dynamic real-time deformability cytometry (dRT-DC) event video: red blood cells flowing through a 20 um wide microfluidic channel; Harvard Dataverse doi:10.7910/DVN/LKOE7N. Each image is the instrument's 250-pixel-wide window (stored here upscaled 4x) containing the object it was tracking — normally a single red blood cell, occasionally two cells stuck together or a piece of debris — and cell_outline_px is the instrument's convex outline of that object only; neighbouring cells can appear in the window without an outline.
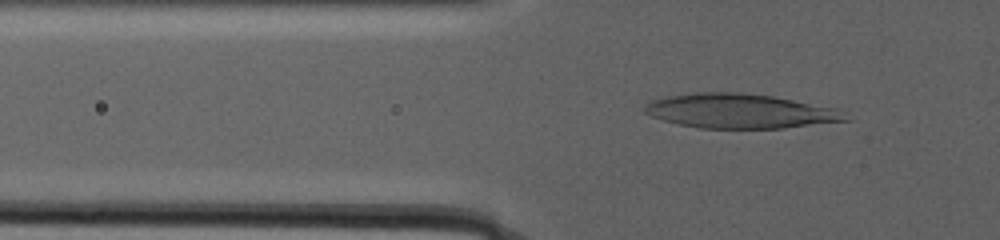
{"species": "human", "species_latin": "Homo sapiens", "temperature_condition": "warm", "stored_images_in_passage": 154, "camera_frame_rate_fps": 3000, "um_per_image_px": 0.085, "donor": {"sex": "male"}, "frame": {"image": 1, "passage_image": 60, "time_ms": 13.333, "image_size_px": [1000, 240], "cell_outline_px": [[852, 120], [784, 128], [696, 128], [664, 120], [652, 116], [644, 112], [644, 108], [652, 100], [668, 96], [696, 92], [736, 92], [772, 96], [840, 108]], "centroid_in_image_um": [62.98, 9.44], "position_along_channel_um": 62.8, "area_um2": 40.4}}
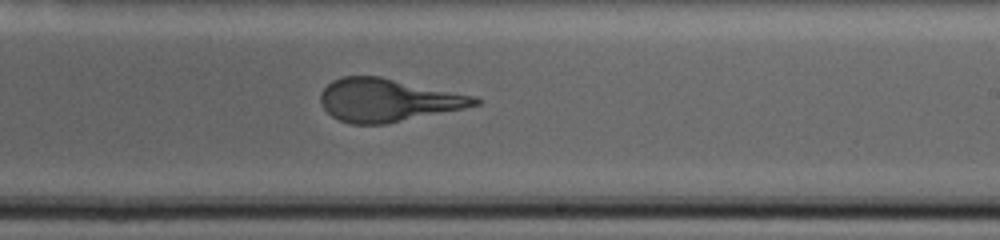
{"frame": {"image": 2, "passage_image": 107, "time_ms": 23.667, "image_size_px": [1000, 240], "cell_outline_px": [[484, 100], [480, 104], [464, 108], [388, 124], [352, 124], [340, 120], [332, 116], [320, 104], [320, 92], [332, 80], [340, 76], [380, 76], [476, 96]], "centroid_in_image_um": [32.97, 8.51], "position_along_channel_um": 256.0, "area_um2": 38.84}}
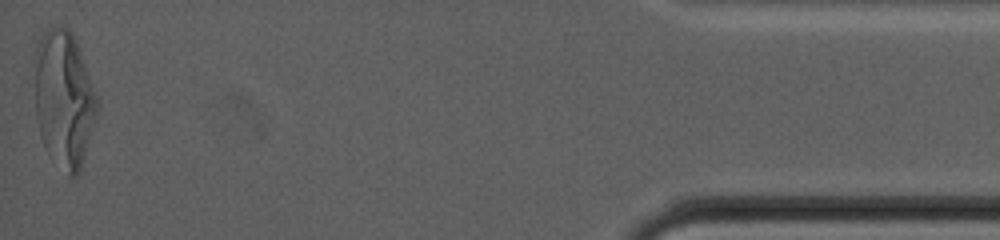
{"frame": {"image": 3, "passage_image": 154, "time_ms": 35.667, "image_size_px": [1000, 240], "cell_outline_px": [[96, 112], [80, 172], [76, 176], [68, 176], [44, 148], [40, 136], [36, 116], [36, 48], [44, 32], [48, 28], [56, 24], [60, 24], [68, 28], [72, 32], [80, 52], [96, 96]], "centroid_in_image_um": [5.41, 8.41], "position_along_channel_um": 429.8, "area_um2": 48.73}, "authors_computed_cell_mechanics": {"area_um2": 41.1825, "velocity_mm_per_s": 2.031, "shape_relaxation_time_tau1_ms": 8.5281, "shape_relaxation_time_tau2_ms": 1.3767, "deformation_change_tau1": 0.2702, "deformation_change_tau2": 0.0961}}